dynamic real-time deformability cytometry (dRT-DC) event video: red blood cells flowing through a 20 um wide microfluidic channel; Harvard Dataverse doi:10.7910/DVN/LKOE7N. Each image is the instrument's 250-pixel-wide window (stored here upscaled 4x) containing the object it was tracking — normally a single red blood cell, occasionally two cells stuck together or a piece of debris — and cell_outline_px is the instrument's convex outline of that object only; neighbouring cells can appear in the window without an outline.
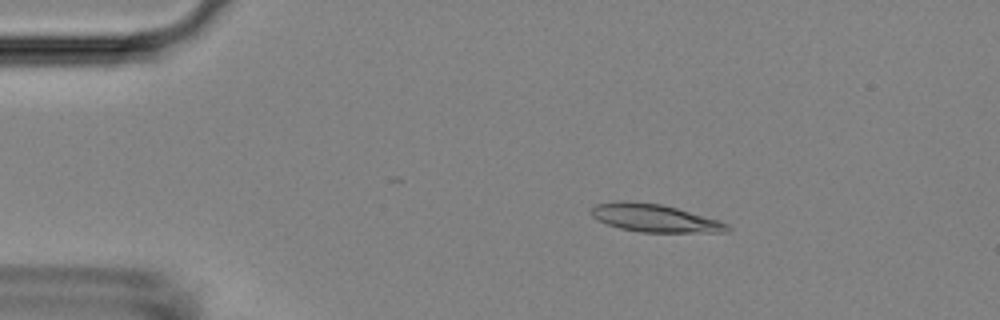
{"species": "Egyptian fruit bat (a non-hibernating species)", "species_latin": "Rousettus aegyptiacus", "temperature_condition": "room temperature", "stored_images_in_passage": 36, "camera_frame_rate_fps": 3000, "um_per_image_px": 0.085, "animal": {"sex": "female"}, "frame": {"image": 1, "passage_image": 2, "time_ms": 0.333, "image_size_px": [1000, 320], "cell_outline_px": [[732, 228], [728, 232], [640, 232], [620, 228], [596, 220], [588, 212], [596, 204], [616, 200], [624, 200], [660, 204], [676, 208], [716, 220], [728, 224]], "centroid_in_image_um": [55.57, 18.53], "position_along_channel_um": 29.4, "area_um2": 21.96}}
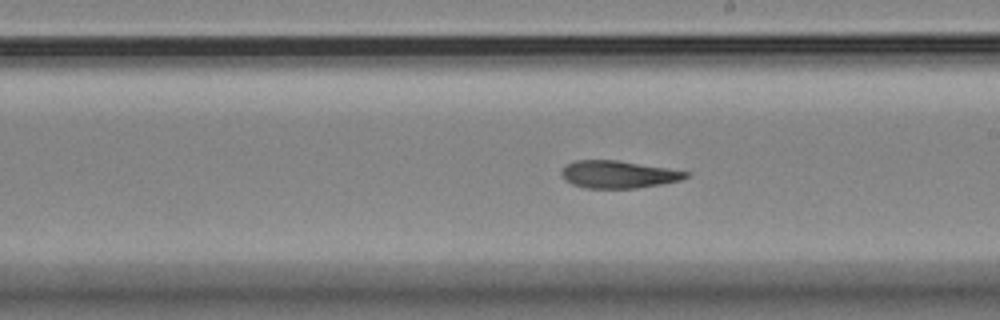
{"frame": {"image": 2, "passage_image": 23, "time_ms": 7.333, "image_size_px": [1000, 320], "cell_outline_px": [[688, 176], [680, 180], [660, 184], [636, 188], [584, 188], [572, 184], [564, 180], [560, 176], [560, 172], [564, 164], [576, 160], [616, 160], [668, 168], [688, 172]], "centroid_in_image_um": [52.47, 14.82], "position_along_channel_um": 236.5, "area_um2": 19.94}}
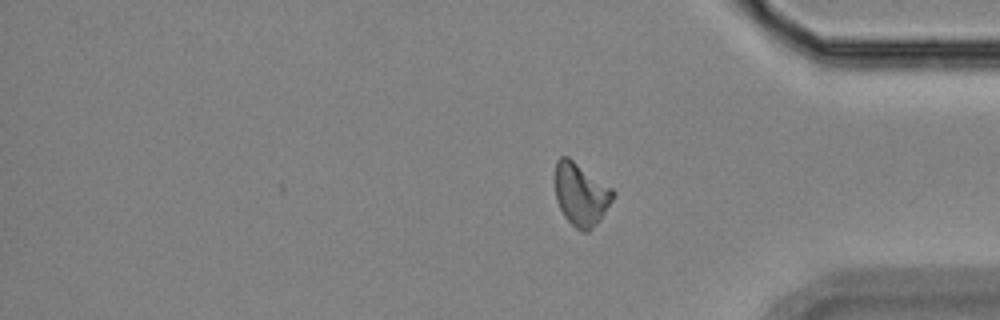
{"frame": {"image": 3, "passage_image": 36, "time_ms": 11.667, "image_size_px": [1000, 320], "cell_outline_px": [[616, 192], [612, 200], [600, 220], [588, 232], [584, 232], [576, 228], [564, 216], [556, 200], [556, 160], [560, 156], [568, 156], [612, 188]], "centroid_in_image_um": [49.38, 16.51], "position_along_channel_um": 385.8, "area_um2": 20.98}, "authors_computed_cell_mechanics": {"area_um2": 20.9236, "velocity_mm_per_s": 3.7369, "shape_relaxation_time_tau1_ms": null, "shape_relaxation_time_tau2_ms": 8.8435, "deformation_change_tau1": null, "deformation_change_tau2": 0.192}}